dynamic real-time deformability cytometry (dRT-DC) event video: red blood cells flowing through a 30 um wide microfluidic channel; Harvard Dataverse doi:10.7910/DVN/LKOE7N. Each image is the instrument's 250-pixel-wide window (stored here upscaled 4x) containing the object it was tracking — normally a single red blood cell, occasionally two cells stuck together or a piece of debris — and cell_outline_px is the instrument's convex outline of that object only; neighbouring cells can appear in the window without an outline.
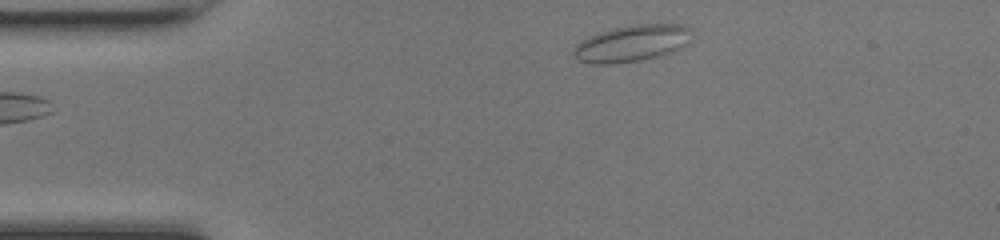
{"species": "common noctule bat (a hibernating species)", "species_latin": "Nyctalus noctula", "temperature_condition": "room temperature", "stored_images_in_passage": 41, "camera_frame_rate_fps": 3000, "um_per_image_px": 0.085, "animal": {"sex": "female", "body_mass_g": 17.0, "forearm_length_mm": 48.0}, "frame": {"image": 1, "passage_image": 1, "time_ms": 0.0, "image_size_px": [1000, 240], "cell_outline_px": [[692, 32], [688, 44], [680, 48], [656, 56], [640, 60], [608, 64], [592, 64], [580, 60], [572, 52], [576, 44], [580, 40], [588, 36], [600, 32], [632, 24], [684, 24], [692, 28]], "centroid_in_image_um": [53.73, 3.66], "position_along_channel_um": 31.3, "area_um2": 25.09}}
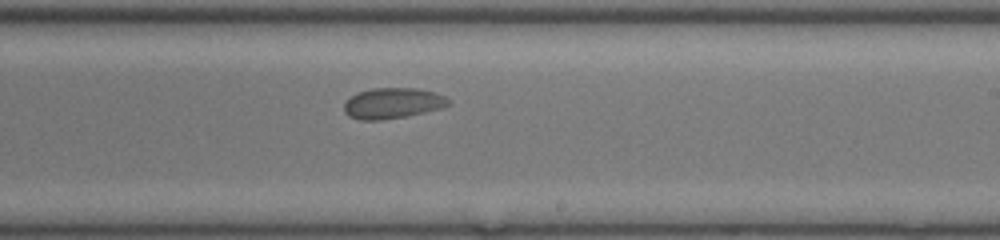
{"frame": {"image": 2, "passage_image": 21, "time_ms": 6.667, "image_size_px": [1000, 240], "cell_outline_px": [[452, 104], [444, 108], [404, 116], [380, 120], [360, 120], [348, 116], [344, 112], [344, 104], [356, 92], [372, 88], [416, 88], [436, 92], [452, 100]], "centroid_in_image_um": [33.41, 8.76], "position_along_channel_um": 255.6, "area_um2": 18.84}}
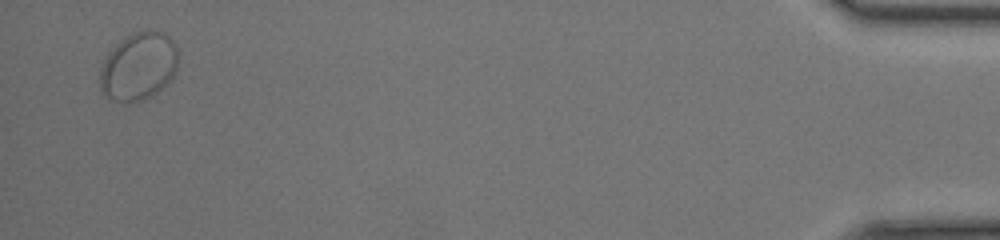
{"frame": {"image": 3, "passage_image": 40, "time_ms": 13.0, "image_size_px": [1000, 240], "cell_outline_px": [[180, 56], [176, 72], [156, 92], [140, 100], [128, 104], [112, 100], [104, 96], [100, 88], [100, 68], [104, 56], [120, 40], [136, 32], [164, 32], [176, 44]], "centroid_in_image_um": [11.76, 5.65], "position_along_channel_um": 423.4, "area_um2": 31.04}, "authors_computed_cell_mechanics": {"area_um2": 19.652, "velocity_mm_per_s": 4.101, "shape_relaxation_time_tau1_ms": 2.7784, "shape_relaxation_time_tau2_ms": null, "deformation_change_tau1": 0.0474, "deformation_change_tau2": null}}